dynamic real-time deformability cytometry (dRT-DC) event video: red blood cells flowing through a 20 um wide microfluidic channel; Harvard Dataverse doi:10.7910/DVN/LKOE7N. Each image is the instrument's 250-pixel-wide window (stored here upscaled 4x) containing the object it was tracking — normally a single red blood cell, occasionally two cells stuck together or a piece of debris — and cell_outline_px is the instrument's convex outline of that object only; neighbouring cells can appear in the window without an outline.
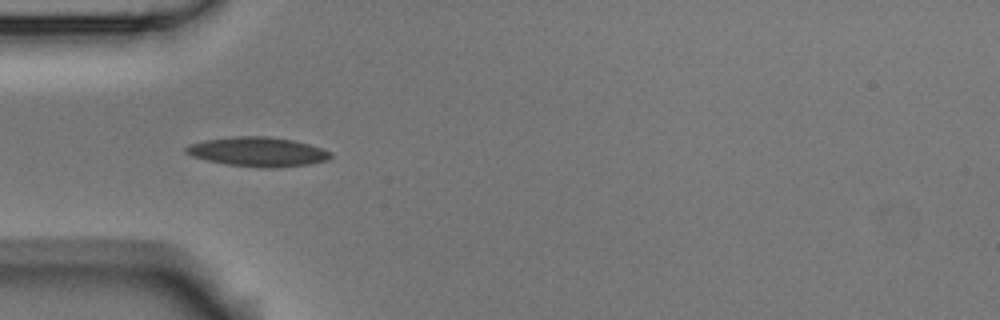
{"species": "Egyptian fruit bat (a non-hibernating species)", "species_latin": "Rousettus aegyptiacus", "temperature_condition": "room temperature", "stored_images_in_passage": 5, "camera_frame_rate_fps": 3000, "um_per_image_px": 0.085, "animal": {"sex": "male"}, "frame": {"image": 1, "passage_image": 4, "time_ms": 1.0, "image_size_px": [1000, 320], "cell_outline_px": [[332, 156], [328, 160], [308, 164], [228, 164], [208, 160], [192, 156], [184, 152], [184, 148], [188, 144], [204, 140], [232, 136], [268, 136], [292, 140], [308, 144], [332, 152]], "centroid_in_image_um": [21.84, 12.83], "position_along_channel_um": 63.2, "area_um2": 23.41}}
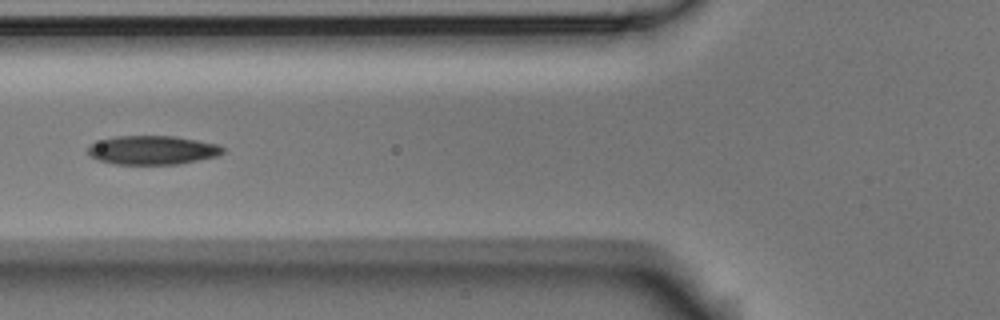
{"frame": {"image": 2, "passage_image": 5, "time_ms": 1.333, "image_size_px": [1000, 320], "cell_outline_px": [[224, 152], [216, 156], [176, 164], [116, 164], [100, 160], [88, 156], [88, 144], [100, 140], [116, 136], [176, 136], [216, 144], [224, 148]], "centroid_in_image_um": [12.91, 12.75], "position_along_channel_um": 112.9, "area_um2": 22.54}}